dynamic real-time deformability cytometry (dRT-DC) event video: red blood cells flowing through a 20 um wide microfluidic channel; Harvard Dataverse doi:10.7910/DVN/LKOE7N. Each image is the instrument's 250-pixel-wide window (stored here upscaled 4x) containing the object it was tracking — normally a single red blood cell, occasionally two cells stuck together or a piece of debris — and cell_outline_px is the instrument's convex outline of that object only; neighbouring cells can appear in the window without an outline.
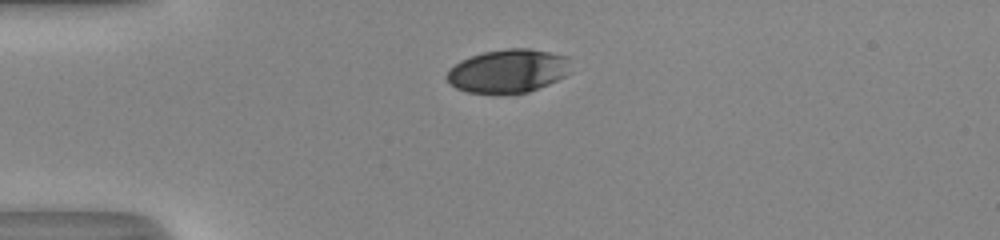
{"species": "human", "species_latin": "Homo sapiens", "temperature_condition": "room temperature", "stored_images_in_passage": 31, "camera_frame_rate_fps": 3000, "um_per_image_px": 0.085, "donor": {"sex": "male"}, "frame": {"image": 1, "passage_image": 1, "time_ms": 0.0, "image_size_px": [1000, 240], "cell_outline_px": [[568, 72], [564, 76], [548, 84], [528, 92], [496, 96], [468, 92], [456, 88], [448, 84], [444, 76], [448, 68], [460, 60], [484, 52], [508, 48], [528, 48], [568, 56]], "centroid_in_image_um": [43.09, 6.07], "position_along_channel_um": 41.9, "area_um2": 31.96}}
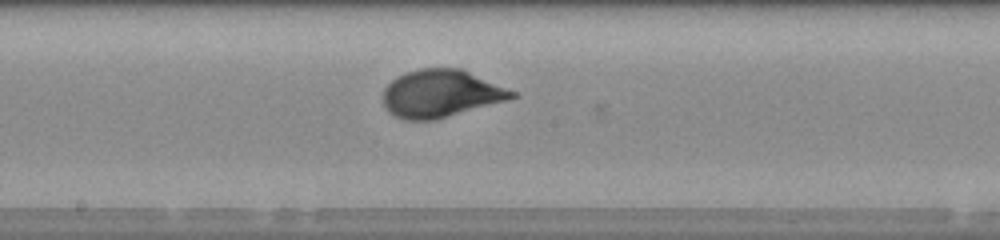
{"frame": {"image": 2, "passage_image": 16, "time_ms": 5.0, "image_size_px": [1000, 240], "cell_outline_px": [[520, 96], [508, 100], [436, 120], [404, 120], [388, 112], [384, 104], [384, 88], [392, 80], [404, 72], [420, 68], [460, 68], [516, 92]], "centroid_in_image_um": [37.47, 7.96], "position_along_channel_um": 210.7, "area_um2": 35.72}}
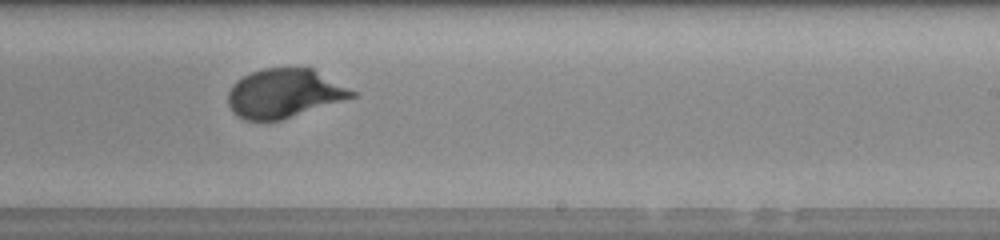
{"frame": {"image": 3, "passage_image": 20, "time_ms": 6.333, "image_size_px": [1000, 240], "cell_outline_px": [[356, 96], [280, 120], [244, 120], [236, 116], [232, 112], [228, 104], [228, 92], [232, 84], [236, 80], [252, 72], [264, 68], [312, 68], [356, 92]], "centroid_in_image_um": [24.11, 7.94], "position_along_channel_um": 264.9, "area_um2": 34.97}, "authors_computed_cell_mechanics": {"area_um2": 35.3158, "velocity_mm_per_s": 4.0705, "shape_relaxation_time_tau1_ms": 3.149, "shape_relaxation_time_tau2_ms": null, "deformation_change_tau1": 0.1687, "deformation_change_tau2": null}}